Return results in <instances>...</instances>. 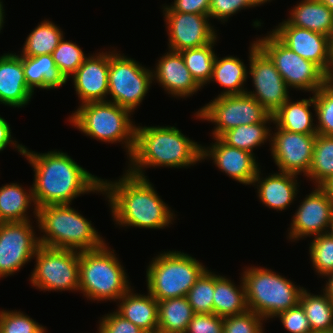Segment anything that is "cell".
<instances>
[{
    "label": "cell",
    "instance_id": "obj_1",
    "mask_svg": "<svg viewBox=\"0 0 333 333\" xmlns=\"http://www.w3.org/2000/svg\"><path fill=\"white\" fill-rule=\"evenodd\" d=\"M23 155L35 171L32 185L35 218L39 207L71 204L80 194L103 192L102 179L89 173L64 152L38 154L25 148Z\"/></svg>",
    "mask_w": 333,
    "mask_h": 333
},
{
    "label": "cell",
    "instance_id": "obj_2",
    "mask_svg": "<svg viewBox=\"0 0 333 333\" xmlns=\"http://www.w3.org/2000/svg\"><path fill=\"white\" fill-rule=\"evenodd\" d=\"M102 194L110 202L116 224L149 229H164L174 218L146 177L128 170L118 181L102 179Z\"/></svg>",
    "mask_w": 333,
    "mask_h": 333
},
{
    "label": "cell",
    "instance_id": "obj_3",
    "mask_svg": "<svg viewBox=\"0 0 333 333\" xmlns=\"http://www.w3.org/2000/svg\"><path fill=\"white\" fill-rule=\"evenodd\" d=\"M202 147L174 126L135 127V144L128 171L146 177L143 168H183L202 160Z\"/></svg>",
    "mask_w": 333,
    "mask_h": 333
},
{
    "label": "cell",
    "instance_id": "obj_4",
    "mask_svg": "<svg viewBox=\"0 0 333 333\" xmlns=\"http://www.w3.org/2000/svg\"><path fill=\"white\" fill-rule=\"evenodd\" d=\"M37 221L40 230L43 234L45 232L43 237H39L41 246L86 251L105 244L91 221H87L70 204L37 208Z\"/></svg>",
    "mask_w": 333,
    "mask_h": 333
},
{
    "label": "cell",
    "instance_id": "obj_5",
    "mask_svg": "<svg viewBox=\"0 0 333 333\" xmlns=\"http://www.w3.org/2000/svg\"><path fill=\"white\" fill-rule=\"evenodd\" d=\"M106 245L80 251L78 291L94 301L119 300L131 287L114 250Z\"/></svg>",
    "mask_w": 333,
    "mask_h": 333
},
{
    "label": "cell",
    "instance_id": "obj_6",
    "mask_svg": "<svg viewBox=\"0 0 333 333\" xmlns=\"http://www.w3.org/2000/svg\"><path fill=\"white\" fill-rule=\"evenodd\" d=\"M242 276L248 310L265 320L275 318L280 312L300 303L304 288L296 287L290 280L272 270L252 266Z\"/></svg>",
    "mask_w": 333,
    "mask_h": 333
},
{
    "label": "cell",
    "instance_id": "obj_7",
    "mask_svg": "<svg viewBox=\"0 0 333 333\" xmlns=\"http://www.w3.org/2000/svg\"><path fill=\"white\" fill-rule=\"evenodd\" d=\"M131 113L116 103L89 102L80 105L69 121L94 139L109 143L124 142L130 157L134 149L136 127L130 119Z\"/></svg>",
    "mask_w": 333,
    "mask_h": 333
},
{
    "label": "cell",
    "instance_id": "obj_8",
    "mask_svg": "<svg viewBox=\"0 0 333 333\" xmlns=\"http://www.w3.org/2000/svg\"><path fill=\"white\" fill-rule=\"evenodd\" d=\"M205 266L189 254L169 251L153 258L147 268L148 292L157 300L186 297Z\"/></svg>",
    "mask_w": 333,
    "mask_h": 333
},
{
    "label": "cell",
    "instance_id": "obj_9",
    "mask_svg": "<svg viewBox=\"0 0 333 333\" xmlns=\"http://www.w3.org/2000/svg\"><path fill=\"white\" fill-rule=\"evenodd\" d=\"M255 42L273 62L288 87L314 94L329 81L317 64L293 52L273 32Z\"/></svg>",
    "mask_w": 333,
    "mask_h": 333
},
{
    "label": "cell",
    "instance_id": "obj_10",
    "mask_svg": "<svg viewBox=\"0 0 333 333\" xmlns=\"http://www.w3.org/2000/svg\"><path fill=\"white\" fill-rule=\"evenodd\" d=\"M196 117L215 123L214 138L243 124L273 121L272 114L248 93L217 96L200 108Z\"/></svg>",
    "mask_w": 333,
    "mask_h": 333
},
{
    "label": "cell",
    "instance_id": "obj_11",
    "mask_svg": "<svg viewBox=\"0 0 333 333\" xmlns=\"http://www.w3.org/2000/svg\"><path fill=\"white\" fill-rule=\"evenodd\" d=\"M31 283L45 291L79 290L80 251L39 246Z\"/></svg>",
    "mask_w": 333,
    "mask_h": 333
},
{
    "label": "cell",
    "instance_id": "obj_12",
    "mask_svg": "<svg viewBox=\"0 0 333 333\" xmlns=\"http://www.w3.org/2000/svg\"><path fill=\"white\" fill-rule=\"evenodd\" d=\"M152 70L120 53L109 52L108 94L112 101L131 112L139 106L152 83Z\"/></svg>",
    "mask_w": 333,
    "mask_h": 333
},
{
    "label": "cell",
    "instance_id": "obj_13",
    "mask_svg": "<svg viewBox=\"0 0 333 333\" xmlns=\"http://www.w3.org/2000/svg\"><path fill=\"white\" fill-rule=\"evenodd\" d=\"M249 56V74L252 76L255 91L248 92L270 114H274L290 97L289 87L281 77L269 57L254 41Z\"/></svg>",
    "mask_w": 333,
    "mask_h": 333
},
{
    "label": "cell",
    "instance_id": "obj_14",
    "mask_svg": "<svg viewBox=\"0 0 333 333\" xmlns=\"http://www.w3.org/2000/svg\"><path fill=\"white\" fill-rule=\"evenodd\" d=\"M30 220L0 223V277L13 275L28 263L40 246Z\"/></svg>",
    "mask_w": 333,
    "mask_h": 333
},
{
    "label": "cell",
    "instance_id": "obj_15",
    "mask_svg": "<svg viewBox=\"0 0 333 333\" xmlns=\"http://www.w3.org/2000/svg\"><path fill=\"white\" fill-rule=\"evenodd\" d=\"M164 15L169 32V49L181 52L199 48L217 39L215 29L209 23L208 15L180 13L164 6Z\"/></svg>",
    "mask_w": 333,
    "mask_h": 333
},
{
    "label": "cell",
    "instance_id": "obj_16",
    "mask_svg": "<svg viewBox=\"0 0 333 333\" xmlns=\"http://www.w3.org/2000/svg\"><path fill=\"white\" fill-rule=\"evenodd\" d=\"M271 135V153L280 172L306 176L310 170L316 134L289 132L276 126Z\"/></svg>",
    "mask_w": 333,
    "mask_h": 333
},
{
    "label": "cell",
    "instance_id": "obj_17",
    "mask_svg": "<svg viewBox=\"0 0 333 333\" xmlns=\"http://www.w3.org/2000/svg\"><path fill=\"white\" fill-rule=\"evenodd\" d=\"M332 220L333 202L325 191L317 186L314 191L306 195L298 207L288 237L299 240L306 236L327 234Z\"/></svg>",
    "mask_w": 333,
    "mask_h": 333
},
{
    "label": "cell",
    "instance_id": "obj_18",
    "mask_svg": "<svg viewBox=\"0 0 333 333\" xmlns=\"http://www.w3.org/2000/svg\"><path fill=\"white\" fill-rule=\"evenodd\" d=\"M280 24L272 32L293 52L317 64L330 77L331 38L287 21Z\"/></svg>",
    "mask_w": 333,
    "mask_h": 333
},
{
    "label": "cell",
    "instance_id": "obj_19",
    "mask_svg": "<svg viewBox=\"0 0 333 333\" xmlns=\"http://www.w3.org/2000/svg\"><path fill=\"white\" fill-rule=\"evenodd\" d=\"M109 52L89 56L70 76L81 105L89 102H105L108 95Z\"/></svg>",
    "mask_w": 333,
    "mask_h": 333
},
{
    "label": "cell",
    "instance_id": "obj_20",
    "mask_svg": "<svg viewBox=\"0 0 333 333\" xmlns=\"http://www.w3.org/2000/svg\"><path fill=\"white\" fill-rule=\"evenodd\" d=\"M210 147H202V160L207 157L232 179L245 184H252L259 171L254 154L225 144L219 137L214 138Z\"/></svg>",
    "mask_w": 333,
    "mask_h": 333
},
{
    "label": "cell",
    "instance_id": "obj_21",
    "mask_svg": "<svg viewBox=\"0 0 333 333\" xmlns=\"http://www.w3.org/2000/svg\"><path fill=\"white\" fill-rule=\"evenodd\" d=\"M156 66V70H152L153 81L156 79L174 97L191 96L202 88L187 69L180 52L169 50Z\"/></svg>",
    "mask_w": 333,
    "mask_h": 333
},
{
    "label": "cell",
    "instance_id": "obj_22",
    "mask_svg": "<svg viewBox=\"0 0 333 333\" xmlns=\"http://www.w3.org/2000/svg\"><path fill=\"white\" fill-rule=\"evenodd\" d=\"M32 95L25 80L21 55L0 56V103L21 108L28 104Z\"/></svg>",
    "mask_w": 333,
    "mask_h": 333
},
{
    "label": "cell",
    "instance_id": "obj_23",
    "mask_svg": "<svg viewBox=\"0 0 333 333\" xmlns=\"http://www.w3.org/2000/svg\"><path fill=\"white\" fill-rule=\"evenodd\" d=\"M260 169L252 185L257 183L258 197L265 206L275 210H285L297 195L296 174L280 172L260 178ZM259 183V185H258Z\"/></svg>",
    "mask_w": 333,
    "mask_h": 333
},
{
    "label": "cell",
    "instance_id": "obj_24",
    "mask_svg": "<svg viewBox=\"0 0 333 333\" xmlns=\"http://www.w3.org/2000/svg\"><path fill=\"white\" fill-rule=\"evenodd\" d=\"M129 289L118 302V310L124 319L140 327L146 333L158 330V301L148 292V295L134 294Z\"/></svg>",
    "mask_w": 333,
    "mask_h": 333
},
{
    "label": "cell",
    "instance_id": "obj_25",
    "mask_svg": "<svg viewBox=\"0 0 333 333\" xmlns=\"http://www.w3.org/2000/svg\"><path fill=\"white\" fill-rule=\"evenodd\" d=\"M286 21L293 26L305 28L329 36L333 35V11L320 0H302L295 6Z\"/></svg>",
    "mask_w": 333,
    "mask_h": 333
},
{
    "label": "cell",
    "instance_id": "obj_26",
    "mask_svg": "<svg viewBox=\"0 0 333 333\" xmlns=\"http://www.w3.org/2000/svg\"><path fill=\"white\" fill-rule=\"evenodd\" d=\"M28 88L54 89L66 84L67 79L54 63L52 54L36 57L21 56Z\"/></svg>",
    "mask_w": 333,
    "mask_h": 333
},
{
    "label": "cell",
    "instance_id": "obj_27",
    "mask_svg": "<svg viewBox=\"0 0 333 333\" xmlns=\"http://www.w3.org/2000/svg\"><path fill=\"white\" fill-rule=\"evenodd\" d=\"M315 107L314 94L309 99L292 102L290 98L272 115L280 129L303 134H318L309 108Z\"/></svg>",
    "mask_w": 333,
    "mask_h": 333
},
{
    "label": "cell",
    "instance_id": "obj_28",
    "mask_svg": "<svg viewBox=\"0 0 333 333\" xmlns=\"http://www.w3.org/2000/svg\"><path fill=\"white\" fill-rule=\"evenodd\" d=\"M241 282L238 289L230 279L214 274V314L225 318L248 310L243 279Z\"/></svg>",
    "mask_w": 333,
    "mask_h": 333
},
{
    "label": "cell",
    "instance_id": "obj_29",
    "mask_svg": "<svg viewBox=\"0 0 333 333\" xmlns=\"http://www.w3.org/2000/svg\"><path fill=\"white\" fill-rule=\"evenodd\" d=\"M194 314L187 297L158 301V330L164 333H186Z\"/></svg>",
    "mask_w": 333,
    "mask_h": 333
},
{
    "label": "cell",
    "instance_id": "obj_30",
    "mask_svg": "<svg viewBox=\"0 0 333 333\" xmlns=\"http://www.w3.org/2000/svg\"><path fill=\"white\" fill-rule=\"evenodd\" d=\"M30 204L35 205L32 187L29 193L17 183L0 187V223L30 220L26 213Z\"/></svg>",
    "mask_w": 333,
    "mask_h": 333
},
{
    "label": "cell",
    "instance_id": "obj_31",
    "mask_svg": "<svg viewBox=\"0 0 333 333\" xmlns=\"http://www.w3.org/2000/svg\"><path fill=\"white\" fill-rule=\"evenodd\" d=\"M219 59L216 56L213 65V75L210 80L216 81L225 88V91L218 96L246 93L243 83L246 82L248 71L244 62L234 56Z\"/></svg>",
    "mask_w": 333,
    "mask_h": 333
},
{
    "label": "cell",
    "instance_id": "obj_32",
    "mask_svg": "<svg viewBox=\"0 0 333 333\" xmlns=\"http://www.w3.org/2000/svg\"><path fill=\"white\" fill-rule=\"evenodd\" d=\"M300 304L305 310L312 333L333 331V302L323 291L322 295L310 294L304 289Z\"/></svg>",
    "mask_w": 333,
    "mask_h": 333
},
{
    "label": "cell",
    "instance_id": "obj_33",
    "mask_svg": "<svg viewBox=\"0 0 333 333\" xmlns=\"http://www.w3.org/2000/svg\"><path fill=\"white\" fill-rule=\"evenodd\" d=\"M259 122L250 125H240L224 132L219 138L228 146L245 150L253 153V148L261 146L269 138L271 139L270 129L267 123Z\"/></svg>",
    "mask_w": 333,
    "mask_h": 333
},
{
    "label": "cell",
    "instance_id": "obj_34",
    "mask_svg": "<svg viewBox=\"0 0 333 333\" xmlns=\"http://www.w3.org/2000/svg\"><path fill=\"white\" fill-rule=\"evenodd\" d=\"M60 27L51 21L44 20L27 37L21 56L36 57L52 54L63 38Z\"/></svg>",
    "mask_w": 333,
    "mask_h": 333
},
{
    "label": "cell",
    "instance_id": "obj_35",
    "mask_svg": "<svg viewBox=\"0 0 333 333\" xmlns=\"http://www.w3.org/2000/svg\"><path fill=\"white\" fill-rule=\"evenodd\" d=\"M321 186L333 176V136L316 134L310 170L306 175Z\"/></svg>",
    "mask_w": 333,
    "mask_h": 333
},
{
    "label": "cell",
    "instance_id": "obj_36",
    "mask_svg": "<svg viewBox=\"0 0 333 333\" xmlns=\"http://www.w3.org/2000/svg\"><path fill=\"white\" fill-rule=\"evenodd\" d=\"M215 41L216 39L205 46L185 49L180 52L192 77L202 87L210 82L213 75L216 54L212 48Z\"/></svg>",
    "mask_w": 333,
    "mask_h": 333
},
{
    "label": "cell",
    "instance_id": "obj_37",
    "mask_svg": "<svg viewBox=\"0 0 333 333\" xmlns=\"http://www.w3.org/2000/svg\"><path fill=\"white\" fill-rule=\"evenodd\" d=\"M186 297L194 313L213 314L214 273L206 269Z\"/></svg>",
    "mask_w": 333,
    "mask_h": 333
},
{
    "label": "cell",
    "instance_id": "obj_38",
    "mask_svg": "<svg viewBox=\"0 0 333 333\" xmlns=\"http://www.w3.org/2000/svg\"><path fill=\"white\" fill-rule=\"evenodd\" d=\"M317 133L333 136V81L329 80L314 93Z\"/></svg>",
    "mask_w": 333,
    "mask_h": 333
},
{
    "label": "cell",
    "instance_id": "obj_39",
    "mask_svg": "<svg viewBox=\"0 0 333 333\" xmlns=\"http://www.w3.org/2000/svg\"><path fill=\"white\" fill-rule=\"evenodd\" d=\"M52 57L55 65L67 80L87 58L76 43L64 41V37L53 51Z\"/></svg>",
    "mask_w": 333,
    "mask_h": 333
},
{
    "label": "cell",
    "instance_id": "obj_40",
    "mask_svg": "<svg viewBox=\"0 0 333 333\" xmlns=\"http://www.w3.org/2000/svg\"><path fill=\"white\" fill-rule=\"evenodd\" d=\"M312 266L319 275L333 272V237L328 233L314 237L309 247Z\"/></svg>",
    "mask_w": 333,
    "mask_h": 333
},
{
    "label": "cell",
    "instance_id": "obj_41",
    "mask_svg": "<svg viewBox=\"0 0 333 333\" xmlns=\"http://www.w3.org/2000/svg\"><path fill=\"white\" fill-rule=\"evenodd\" d=\"M39 325L20 311H0V333H46Z\"/></svg>",
    "mask_w": 333,
    "mask_h": 333
},
{
    "label": "cell",
    "instance_id": "obj_42",
    "mask_svg": "<svg viewBox=\"0 0 333 333\" xmlns=\"http://www.w3.org/2000/svg\"><path fill=\"white\" fill-rule=\"evenodd\" d=\"M264 318L247 310L246 312L224 318L223 333H264Z\"/></svg>",
    "mask_w": 333,
    "mask_h": 333
},
{
    "label": "cell",
    "instance_id": "obj_43",
    "mask_svg": "<svg viewBox=\"0 0 333 333\" xmlns=\"http://www.w3.org/2000/svg\"><path fill=\"white\" fill-rule=\"evenodd\" d=\"M276 317H279L284 328L290 333H312L305 310L300 303L280 312Z\"/></svg>",
    "mask_w": 333,
    "mask_h": 333
},
{
    "label": "cell",
    "instance_id": "obj_44",
    "mask_svg": "<svg viewBox=\"0 0 333 333\" xmlns=\"http://www.w3.org/2000/svg\"><path fill=\"white\" fill-rule=\"evenodd\" d=\"M224 318L216 314L195 313L186 333H223Z\"/></svg>",
    "mask_w": 333,
    "mask_h": 333
},
{
    "label": "cell",
    "instance_id": "obj_45",
    "mask_svg": "<svg viewBox=\"0 0 333 333\" xmlns=\"http://www.w3.org/2000/svg\"><path fill=\"white\" fill-rule=\"evenodd\" d=\"M99 325L101 333H146L115 311L102 317Z\"/></svg>",
    "mask_w": 333,
    "mask_h": 333
},
{
    "label": "cell",
    "instance_id": "obj_46",
    "mask_svg": "<svg viewBox=\"0 0 333 333\" xmlns=\"http://www.w3.org/2000/svg\"><path fill=\"white\" fill-rule=\"evenodd\" d=\"M247 7L243 0H210L209 18L225 22L231 15Z\"/></svg>",
    "mask_w": 333,
    "mask_h": 333
},
{
    "label": "cell",
    "instance_id": "obj_47",
    "mask_svg": "<svg viewBox=\"0 0 333 333\" xmlns=\"http://www.w3.org/2000/svg\"><path fill=\"white\" fill-rule=\"evenodd\" d=\"M173 11L209 16L210 0H174L169 6Z\"/></svg>",
    "mask_w": 333,
    "mask_h": 333
},
{
    "label": "cell",
    "instance_id": "obj_48",
    "mask_svg": "<svg viewBox=\"0 0 333 333\" xmlns=\"http://www.w3.org/2000/svg\"><path fill=\"white\" fill-rule=\"evenodd\" d=\"M11 129L9 123L0 116V151H3L9 143H12V146L14 144L15 148L18 149V152H20L22 155L24 153L25 146L22 144L14 143L16 141L11 140Z\"/></svg>",
    "mask_w": 333,
    "mask_h": 333
},
{
    "label": "cell",
    "instance_id": "obj_49",
    "mask_svg": "<svg viewBox=\"0 0 333 333\" xmlns=\"http://www.w3.org/2000/svg\"><path fill=\"white\" fill-rule=\"evenodd\" d=\"M320 187L325 191L326 195L333 202V176L325 181Z\"/></svg>",
    "mask_w": 333,
    "mask_h": 333
},
{
    "label": "cell",
    "instance_id": "obj_50",
    "mask_svg": "<svg viewBox=\"0 0 333 333\" xmlns=\"http://www.w3.org/2000/svg\"><path fill=\"white\" fill-rule=\"evenodd\" d=\"M328 282L326 283V287L323 291L327 294L329 299L333 302V272L327 275Z\"/></svg>",
    "mask_w": 333,
    "mask_h": 333
},
{
    "label": "cell",
    "instance_id": "obj_51",
    "mask_svg": "<svg viewBox=\"0 0 333 333\" xmlns=\"http://www.w3.org/2000/svg\"><path fill=\"white\" fill-rule=\"evenodd\" d=\"M243 1L249 6V8H251L264 4L265 2L270 0H243Z\"/></svg>",
    "mask_w": 333,
    "mask_h": 333
},
{
    "label": "cell",
    "instance_id": "obj_52",
    "mask_svg": "<svg viewBox=\"0 0 333 333\" xmlns=\"http://www.w3.org/2000/svg\"><path fill=\"white\" fill-rule=\"evenodd\" d=\"M329 80H333V35L331 37V71Z\"/></svg>",
    "mask_w": 333,
    "mask_h": 333
},
{
    "label": "cell",
    "instance_id": "obj_53",
    "mask_svg": "<svg viewBox=\"0 0 333 333\" xmlns=\"http://www.w3.org/2000/svg\"><path fill=\"white\" fill-rule=\"evenodd\" d=\"M4 9H3V4H2V2H1V0H0V31H1V29H2V25H3V23H4Z\"/></svg>",
    "mask_w": 333,
    "mask_h": 333
},
{
    "label": "cell",
    "instance_id": "obj_54",
    "mask_svg": "<svg viewBox=\"0 0 333 333\" xmlns=\"http://www.w3.org/2000/svg\"><path fill=\"white\" fill-rule=\"evenodd\" d=\"M324 3L331 11H333V0H320Z\"/></svg>",
    "mask_w": 333,
    "mask_h": 333
},
{
    "label": "cell",
    "instance_id": "obj_55",
    "mask_svg": "<svg viewBox=\"0 0 333 333\" xmlns=\"http://www.w3.org/2000/svg\"><path fill=\"white\" fill-rule=\"evenodd\" d=\"M328 234L333 237V220L331 221V224L329 226Z\"/></svg>",
    "mask_w": 333,
    "mask_h": 333
},
{
    "label": "cell",
    "instance_id": "obj_56",
    "mask_svg": "<svg viewBox=\"0 0 333 333\" xmlns=\"http://www.w3.org/2000/svg\"><path fill=\"white\" fill-rule=\"evenodd\" d=\"M318 333H333V331H329V332H318Z\"/></svg>",
    "mask_w": 333,
    "mask_h": 333
},
{
    "label": "cell",
    "instance_id": "obj_57",
    "mask_svg": "<svg viewBox=\"0 0 333 333\" xmlns=\"http://www.w3.org/2000/svg\"><path fill=\"white\" fill-rule=\"evenodd\" d=\"M153 333H164V332H161V331L157 330V331H155Z\"/></svg>",
    "mask_w": 333,
    "mask_h": 333
}]
</instances>
